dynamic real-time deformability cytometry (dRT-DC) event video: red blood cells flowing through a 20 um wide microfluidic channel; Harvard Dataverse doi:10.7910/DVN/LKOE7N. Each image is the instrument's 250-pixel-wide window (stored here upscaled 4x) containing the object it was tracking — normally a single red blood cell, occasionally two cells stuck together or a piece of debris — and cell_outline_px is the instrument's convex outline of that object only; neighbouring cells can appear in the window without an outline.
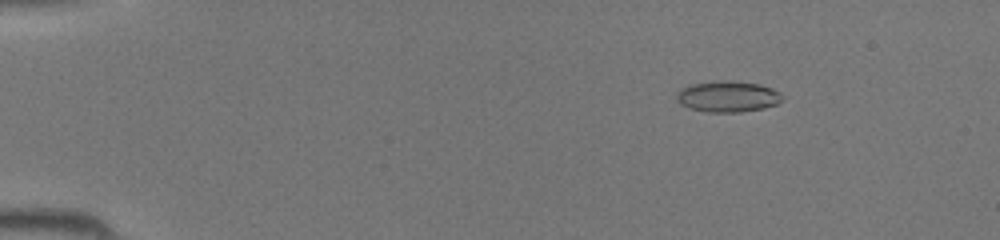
{"species": "common noctule bat (a hibernating species)", "species_latin": "Nyctalus noctula", "temperature_condition": "room temperature", "stored_images_in_passage": 45, "camera_frame_rate_fps": 3000, "um_per_image_px": 0.085, "animal": {"sex": "female", "body_mass_g": 19.5, "forearm_length_mm": 54.1}, "frame": {"image": 1, "passage_image": 7, "time_ms": 2.0, "image_size_px": [1000, 240], "cell_outline_px": [[784, 100], [776, 104], [764, 108], [740, 112], [708, 112], [688, 108], [680, 104], [676, 100], [676, 96], [680, 88], [688, 84], [724, 80], [732, 80], [760, 84], [772, 88], [780, 92], [784, 96]], "centroid_in_image_um": [61.86, 8.2], "position_along_channel_um": 23.1, "area_um2": 19.48}}
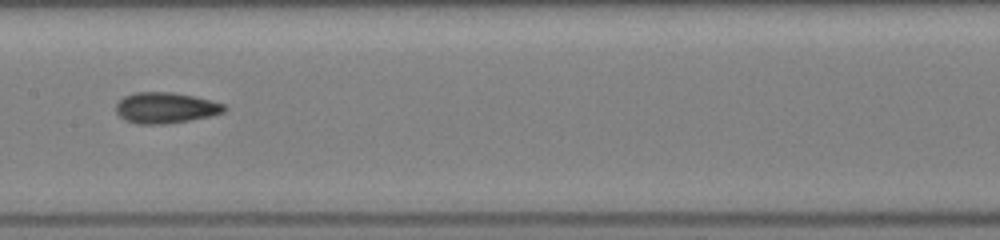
{"frame": {"image": 2, "passage_image": 24, "time_ms": 7.667, "image_size_px": [1000, 240], "cell_outline_px": [[228, 108], [224, 112], [208, 116], [188, 120], [164, 124], [136, 124], [124, 120], [116, 112], [116, 104], [124, 96], [136, 92], [172, 92], [192, 96], [224, 104]], "centroid_in_image_um": [14.03, 9.17], "position_along_channel_um": 193.4, "area_um2": 19.31}}
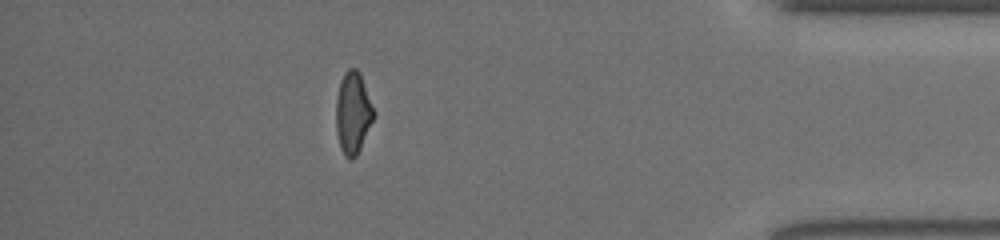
{"frame": {"image": 3, "passage_image": 40, "time_ms": 13.0, "image_size_px": [1000, 240], "cell_outline_px": [[376, 116], [356, 156], [352, 160], [344, 156], [340, 148], [336, 132], [336, 100], [340, 80], [344, 72], [348, 68], [356, 68], [360, 72], [376, 112]], "centroid_in_image_um": [30.01, 9.58], "position_along_channel_um": 405.2, "area_um2": 18.38}}